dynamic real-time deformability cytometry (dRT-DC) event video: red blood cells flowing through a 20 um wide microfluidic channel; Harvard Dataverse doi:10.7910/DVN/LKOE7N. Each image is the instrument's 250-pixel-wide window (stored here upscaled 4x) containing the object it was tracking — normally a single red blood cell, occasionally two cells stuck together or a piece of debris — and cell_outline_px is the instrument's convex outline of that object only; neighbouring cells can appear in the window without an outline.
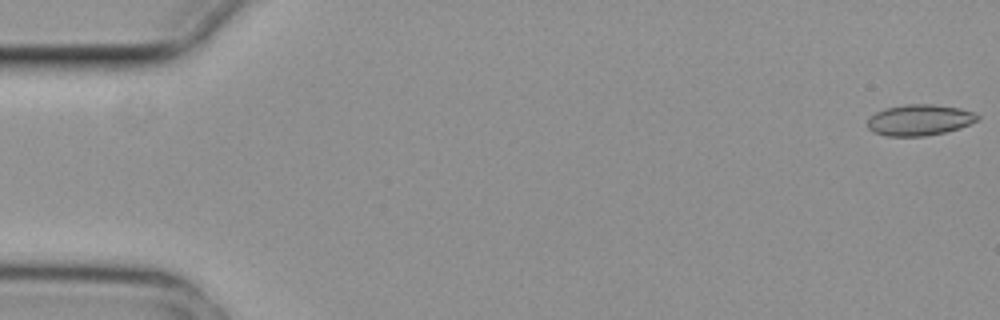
{"species": "common noctule bat (a hibernating species)", "species_latin": "Nyctalus noctula", "temperature_condition": "cold", "stored_images_in_passage": 6, "camera_frame_rate_fps": 3000, "um_per_image_px": 0.085, "animal": {"sex": "female", "body_mass_g": 29.2, "forearm_length_mm": 56.3}, "frame": {"image": 1, "passage_image": 1, "time_ms": 0.0, "image_size_px": [1000, 320], "cell_outline_px": [[980, 120], [960, 128], [944, 132], [924, 136], [888, 136], [876, 132], [868, 128], [868, 120], [876, 112], [888, 108], [904, 104], [932, 104], [960, 108], [972, 112], [980, 116]], "centroid_in_image_um": [78.21, 10.19], "position_along_channel_um": 6.8, "area_um2": 19.71}}